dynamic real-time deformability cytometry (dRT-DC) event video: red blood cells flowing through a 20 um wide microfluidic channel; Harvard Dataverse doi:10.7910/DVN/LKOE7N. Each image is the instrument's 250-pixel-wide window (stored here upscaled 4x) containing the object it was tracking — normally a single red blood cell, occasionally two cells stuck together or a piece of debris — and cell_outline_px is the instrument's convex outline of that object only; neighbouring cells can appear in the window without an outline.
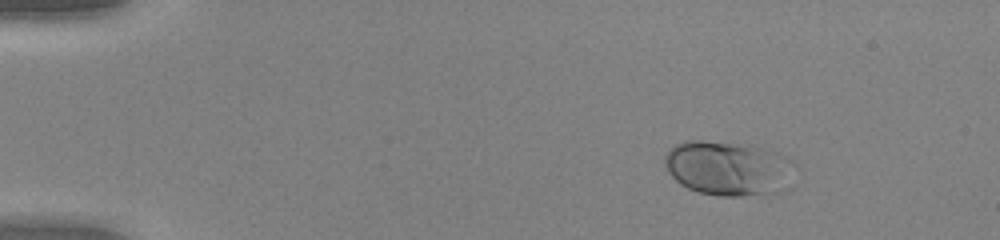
{"species": "human", "species_latin": "Homo sapiens", "temperature_condition": "warm", "stored_images_in_passage": 45, "camera_frame_rate_fps": 3000, "um_per_image_px": 0.085, "donor": {"sex": "female"}, "frame": {"image": 1, "passage_image": 1, "time_ms": 0.0, "image_size_px": [1000, 240], "cell_outline_px": [[792, 160], [764, 192], [744, 196], [716, 196], [696, 192], [680, 184], [668, 172], [664, 164], [664, 156], [676, 144], [684, 140], [700, 140], [752, 144], [768, 148], [788, 156]], "centroid_in_image_um": [61.58, 14.21], "position_along_channel_um": 23.4, "area_um2": 39.19}}
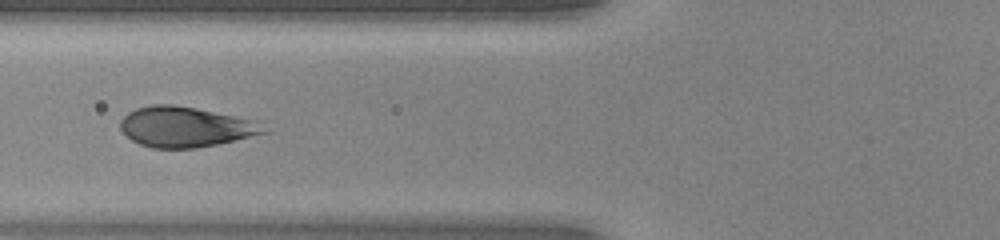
{"frame": {"image": 2, "passage_image": 15, "time_ms": 4.667, "image_size_px": [1000, 240], "cell_outline_px": [[272, 132], [216, 144], [196, 148], [152, 148], [140, 144], [132, 140], [120, 128], [120, 120], [128, 112], [136, 108], [152, 104], [172, 104], [196, 108], [260, 120]], "centroid_in_image_um": [15.84, 10.77], "position_along_channel_um": 110.0, "area_um2": 34.1}}
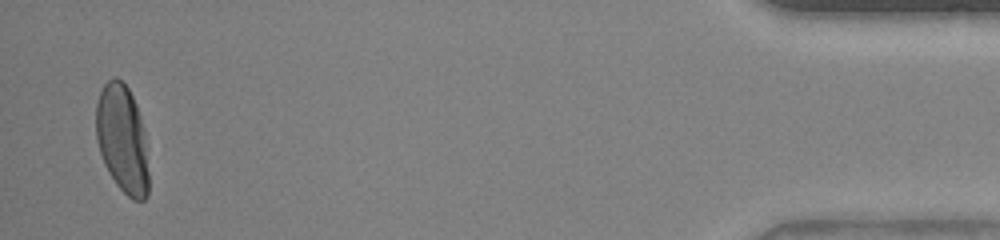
{"frame": {"image": 3, "passage_image": 44, "time_ms": 14.333, "image_size_px": [1000, 240], "cell_outline_px": [[148, 196], [144, 200], [132, 200], [116, 184], [108, 172], [104, 164], [96, 140], [96, 104], [100, 92], [104, 84], [112, 76], [116, 76], [128, 88], [136, 104], [144, 128], [148, 172]], "centroid_in_image_um": [10.39, 11.82], "position_along_channel_um": 424.8, "area_um2": 33.29}}